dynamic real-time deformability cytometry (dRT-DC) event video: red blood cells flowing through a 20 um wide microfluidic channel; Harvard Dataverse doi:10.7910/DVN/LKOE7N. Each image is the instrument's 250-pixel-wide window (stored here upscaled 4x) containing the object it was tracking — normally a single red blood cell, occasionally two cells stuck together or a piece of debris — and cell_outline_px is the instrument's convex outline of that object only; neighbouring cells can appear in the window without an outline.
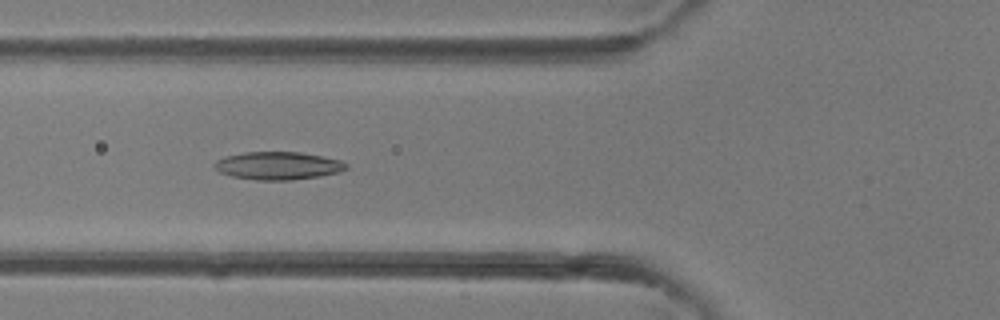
{"species": "common noctule bat (a hibernating species)", "species_latin": "Nyctalus noctula", "temperature_condition": "room temperature", "stored_images_in_passage": 40, "camera_frame_rate_fps": 3000, "um_per_image_px": 0.085, "animal": {"sex": "female"}, "frame": {"image": 1, "passage_image": 15, "time_ms": 4.667, "image_size_px": [1000, 320], "cell_outline_px": [[348, 168], [340, 172], [320, 176], [292, 180], [256, 180], [232, 176], [220, 172], [212, 164], [216, 160], [224, 156], [244, 152], [300, 152], [340, 160], [348, 164]], "centroid_in_image_um": [23.63, 14.08], "position_along_channel_um": 102.2, "area_um2": 21.44}}
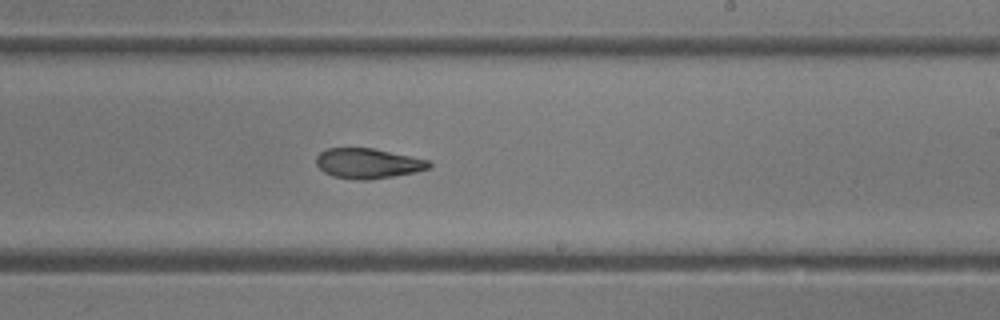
{"frame": {"image": 2, "passage_image": 24, "time_ms": 7.667, "image_size_px": [1000, 320], "cell_outline_px": [[432, 168], [416, 172], [368, 180], [360, 180], [332, 176], [324, 172], [316, 164], [316, 156], [320, 152], [328, 148], [372, 148], [428, 160], [432, 164]], "centroid_in_image_um": [31.27, 13.89], "position_along_channel_um": 257.7, "area_um2": 19.71}}
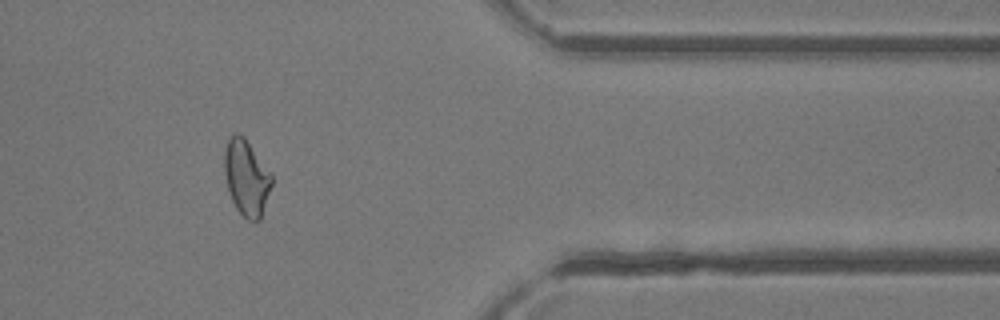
{"frame": {"image": 3, "passage_image": 33, "time_ms": 10.667, "image_size_px": [1000, 320], "cell_outline_px": [[272, 184], [260, 220], [248, 220], [236, 208], [228, 192], [224, 172], [224, 148], [228, 136], [232, 132], [236, 132], [244, 136], [272, 172]], "centroid_in_image_um": [20.93, 15.03], "position_along_channel_um": 390.5, "area_um2": 21.27}}